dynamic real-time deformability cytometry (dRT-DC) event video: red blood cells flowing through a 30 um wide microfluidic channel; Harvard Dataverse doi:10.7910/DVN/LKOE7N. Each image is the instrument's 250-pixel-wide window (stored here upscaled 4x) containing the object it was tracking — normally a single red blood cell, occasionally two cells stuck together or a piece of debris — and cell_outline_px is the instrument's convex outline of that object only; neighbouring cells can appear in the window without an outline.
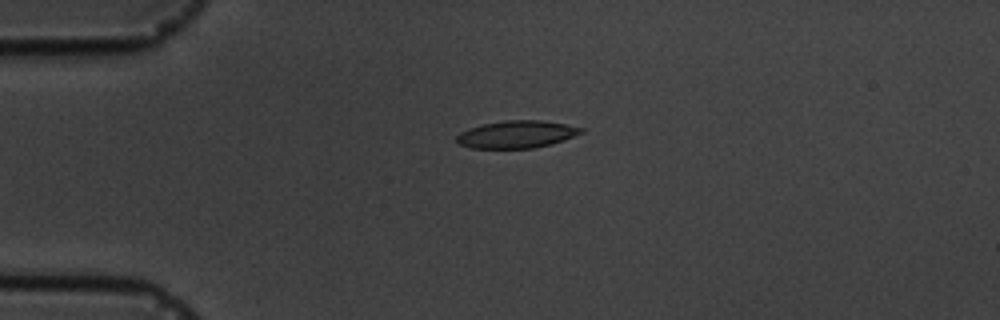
{"species": "common noctule bat (a hibernating species)", "species_latin": "Nyctalus noctula", "temperature_condition": "cold", "stored_images_in_passage": 2, "camera_frame_rate_fps": 3000, "um_per_image_px": 0.085, "animal": {"sex": "male", "body_mass_g": 19.5, "forearm_length_mm": 54.6}, "frame": {"image": 1, "passage_image": 1, "time_ms": 0.0, "image_size_px": [1000, 320], "cell_outline_px": [[584, 132], [564, 140], [552, 144], [532, 148], [472, 148], [460, 144], [456, 140], [456, 136], [460, 132], [484, 124], [504, 120], [540, 120], [564, 124], [584, 128]], "centroid_in_image_um": [43.94, 11.42], "position_along_channel_um": 41.1, "area_um2": 19.71}}